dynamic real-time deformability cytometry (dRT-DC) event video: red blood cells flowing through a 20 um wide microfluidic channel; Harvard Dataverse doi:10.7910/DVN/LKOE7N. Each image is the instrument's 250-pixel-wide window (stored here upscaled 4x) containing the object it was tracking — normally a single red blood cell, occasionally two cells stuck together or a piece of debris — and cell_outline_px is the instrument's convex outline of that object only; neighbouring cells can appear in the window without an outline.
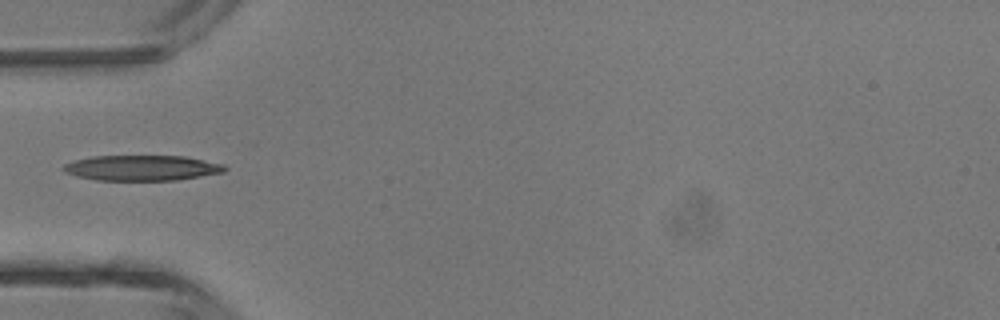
{"species": "common noctule bat (a hibernating species)", "species_latin": "Nyctalus noctula", "temperature_condition": "room temperature", "stored_images_in_passage": 4, "camera_frame_rate_fps": 3000, "um_per_image_px": 0.085, "animal": {"sex": "male", "body_mass_g": 13.3}, "frame": {"image": 1, "passage_image": 4, "time_ms": 3.667, "image_size_px": [1000, 320], "cell_outline_px": [[228, 168], [224, 172], [176, 180], [96, 180], [76, 176], [64, 172], [60, 168], [64, 164], [72, 160], [92, 156], [184, 156], [224, 164]], "centroid_in_image_um": [12.01, 14.27], "position_along_channel_um": 73.0, "area_um2": 23.99}}